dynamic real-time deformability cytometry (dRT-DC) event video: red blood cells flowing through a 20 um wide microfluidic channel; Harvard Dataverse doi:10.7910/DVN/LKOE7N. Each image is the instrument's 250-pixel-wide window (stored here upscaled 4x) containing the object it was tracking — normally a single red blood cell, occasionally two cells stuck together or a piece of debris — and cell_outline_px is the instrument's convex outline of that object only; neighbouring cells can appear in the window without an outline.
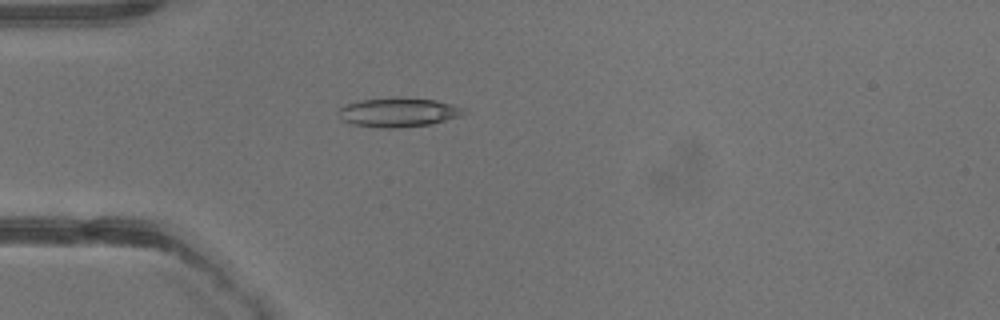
{"species": "common noctule bat (a hibernating species)", "species_latin": "Nyctalus noctula", "temperature_condition": "warm", "stored_images_in_passage": 39, "camera_frame_rate_fps": 3000, "um_per_image_px": 0.085, "animal": {"sex": "male", "body_mass_g": 13.3}, "frame": {"image": 1, "passage_image": 11, "time_ms": 3.333, "image_size_px": [1000, 320], "cell_outline_px": [[468, 112], [460, 116], [432, 124], [400, 128], [380, 128], [352, 124], [344, 120], [340, 116], [336, 108], [344, 104], [360, 100], [396, 96], [436, 100], [452, 104], [464, 108]], "centroid_in_image_um": [33.85, 9.53], "position_along_channel_um": 51.1, "area_um2": 21.79}}
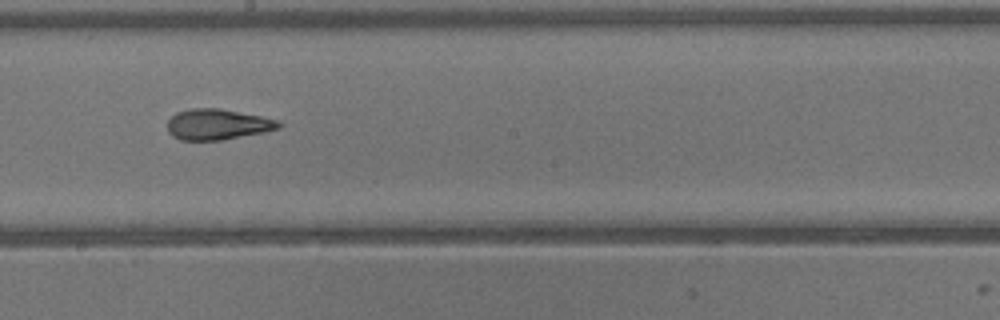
{"frame": {"image": 2, "passage_image": 22, "time_ms": 7.0, "image_size_px": [1000, 320], "cell_outline_px": [[284, 124], [280, 128], [264, 132], [224, 140], [180, 140], [172, 136], [168, 132], [168, 120], [176, 112], [192, 108], [220, 108], [264, 116], [280, 120]], "centroid_in_image_um": [18.54, 10.57], "position_along_channel_um": 229.7, "area_um2": 20.29}}
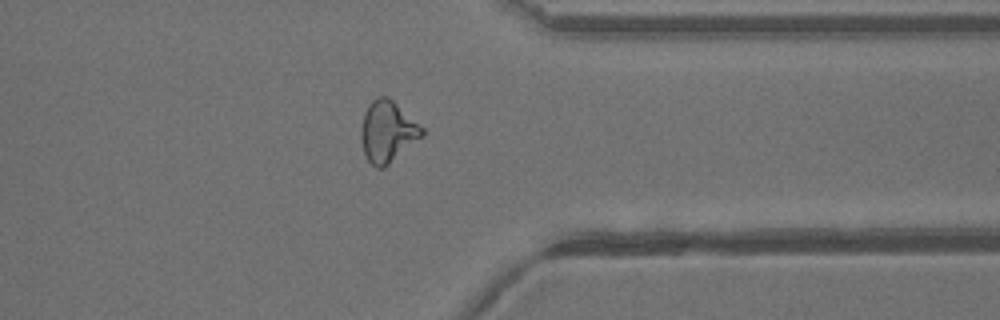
{"frame": {"image": 3, "passage_image": 31, "time_ms": 10.0, "image_size_px": [1000, 320], "cell_outline_px": [[424, 136], [384, 168], [376, 168], [368, 160], [364, 152], [360, 140], [360, 128], [364, 112], [368, 104], [376, 96], [388, 96], [424, 128]], "centroid_in_image_um": [32.93, 11.18], "position_along_channel_um": 378.5, "area_um2": 22.02}}